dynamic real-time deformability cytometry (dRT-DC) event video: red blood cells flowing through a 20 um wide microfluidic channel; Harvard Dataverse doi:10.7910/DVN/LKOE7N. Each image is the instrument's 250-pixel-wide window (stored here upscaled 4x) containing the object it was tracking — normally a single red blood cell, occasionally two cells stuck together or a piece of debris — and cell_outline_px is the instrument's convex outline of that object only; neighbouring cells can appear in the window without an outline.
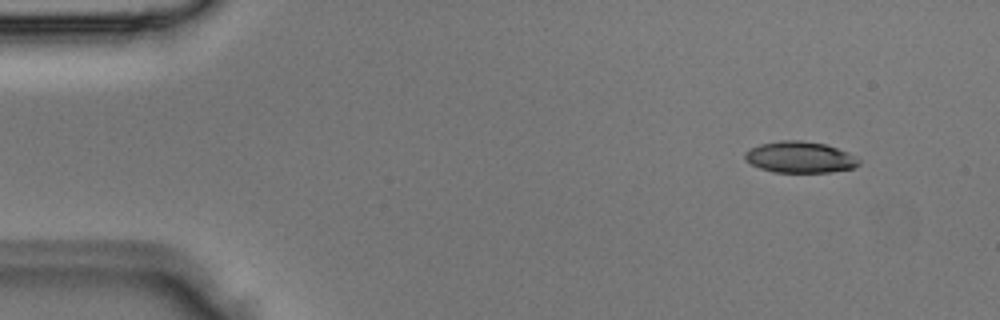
{"species": "Egyptian fruit bat (a non-hibernating species)", "species_latin": "Rousettus aegyptiacus", "temperature_condition": "room temperature", "stored_images_in_passage": 3, "camera_frame_rate_fps": 3000, "um_per_image_px": 0.085, "animal": {"sex": "male"}, "frame": {"image": 1, "passage_image": 1, "time_ms": 0.0, "image_size_px": [1000, 320], "cell_outline_px": [[860, 164], [856, 168], [828, 172], [772, 172], [760, 168], [744, 160], [744, 152], [760, 144], [780, 140], [800, 140], [824, 144], [848, 152], [860, 160]], "centroid_in_image_um": [67.99, 13.36], "position_along_channel_um": 17.0, "area_um2": 20.81}}
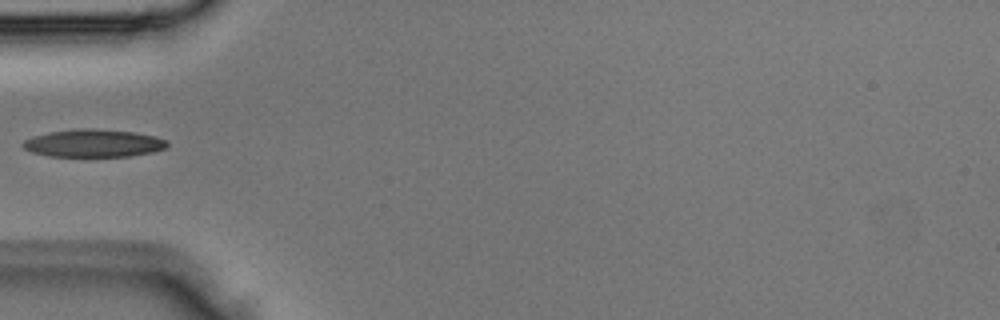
{"frame": {"image": 2, "passage_image": 3, "time_ms": 0.667, "image_size_px": [1000, 320], "cell_outline_px": [[168, 144], [164, 148], [152, 152], [128, 156], [48, 156], [32, 152], [24, 148], [20, 144], [24, 140], [32, 136], [52, 132], [80, 128], [96, 128], [136, 132], [156, 136], [168, 140]], "centroid_in_image_um": [7.95, 12.16], "position_along_channel_um": 77.0, "area_um2": 23.35}}